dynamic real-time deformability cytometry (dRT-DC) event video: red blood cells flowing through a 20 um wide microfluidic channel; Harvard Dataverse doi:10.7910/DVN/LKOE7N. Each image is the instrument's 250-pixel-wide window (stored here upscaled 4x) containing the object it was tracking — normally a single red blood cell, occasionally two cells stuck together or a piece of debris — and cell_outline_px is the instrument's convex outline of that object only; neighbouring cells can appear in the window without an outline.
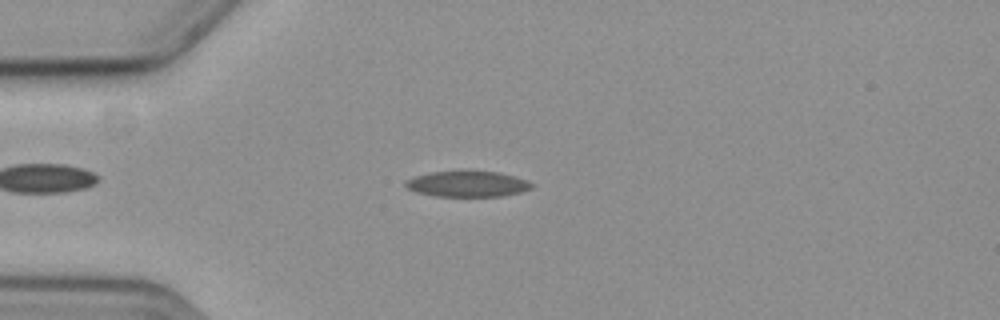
{"species": "common noctule bat (a hibernating species)", "species_latin": "Nyctalus noctula", "temperature_condition": "cold", "stored_images_in_passage": 48, "camera_frame_rate_fps": 3000, "um_per_image_px": 0.085, "animal": {"sex": "female", "body_mass_g": 19.3, "forearm_length_mm": 54.1}, "frame": {"image": 1, "passage_image": 9, "time_ms": 2.667, "image_size_px": [1000, 320], "cell_outline_px": [[532, 188], [520, 192], [500, 196], [436, 196], [416, 192], [408, 188], [404, 184], [404, 180], [412, 176], [432, 172], [468, 168], [500, 172], [524, 180], [532, 184]], "centroid_in_image_um": [39.66, 15.59], "position_along_channel_um": 45.3, "area_um2": 19.54}}
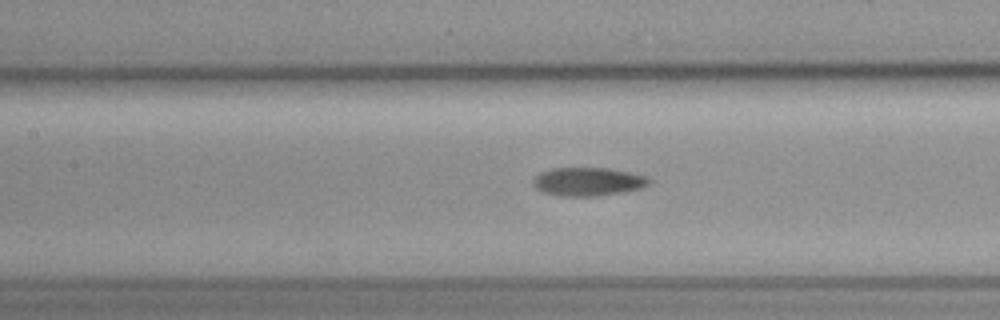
{"frame": {"image": 2, "passage_image": 20, "time_ms": 6.333, "image_size_px": [1000, 320], "cell_outline_px": [[652, 184], [640, 188], [624, 192], [596, 196], [560, 196], [544, 192], [536, 188], [532, 184], [532, 180], [540, 172], [552, 168], [608, 168], [648, 176], [652, 180]], "centroid_in_image_um": [50.01, 15.44], "position_along_channel_um": 157.4, "area_um2": 19.36}}
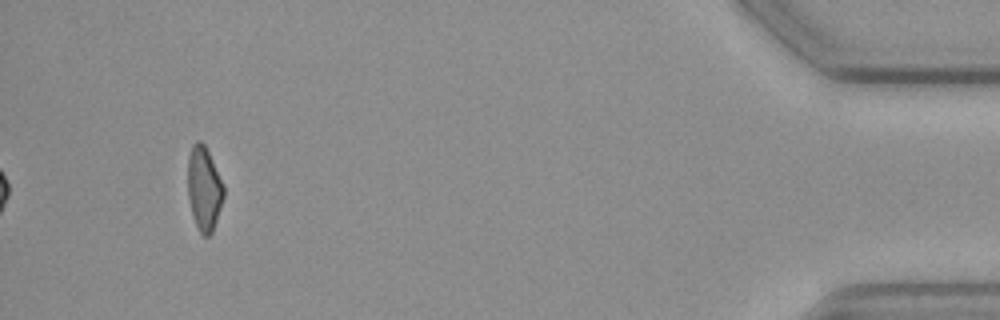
{"frame": {"image": 3, "passage_image": 48, "time_ms": 15.667, "image_size_px": [1000, 320], "cell_outline_px": [[224, 196], [212, 232], [208, 236], [204, 236], [200, 232], [196, 224], [192, 212], [188, 196], [188, 156], [192, 144], [196, 140], [200, 140], [204, 144], [224, 184]], "centroid_in_image_um": [17.34, 15.99], "position_along_channel_um": 417.9, "area_um2": 17.4}}